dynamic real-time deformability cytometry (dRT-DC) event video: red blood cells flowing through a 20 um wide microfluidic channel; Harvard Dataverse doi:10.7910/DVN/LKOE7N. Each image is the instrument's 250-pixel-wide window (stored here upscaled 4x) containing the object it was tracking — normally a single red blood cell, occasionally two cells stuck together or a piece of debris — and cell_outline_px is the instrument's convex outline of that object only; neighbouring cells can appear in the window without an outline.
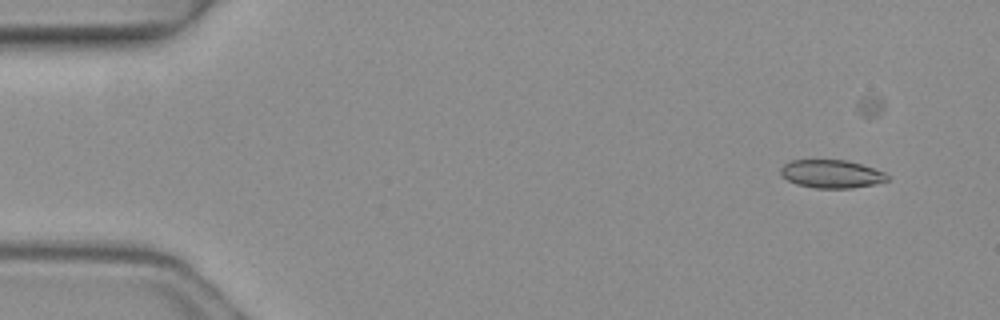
{"species": "common noctule bat (a hibernating species)", "species_latin": "Nyctalus noctula", "temperature_condition": "warm", "stored_images_in_passage": 6, "camera_frame_rate_fps": 3000, "um_per_image_px": 0.085, "animal": {"sex": "female", "body_mass_g": 19.3, "forearm_length_mm": 54.1}, "frame": {"image": 1, "passage_image": 2, "time_ms": 0.333, "image_size_px": [1000, 320], "cell_outline_px": [[888, 180], [872, 184], [852, 188], [816, 188], [796, 184], [780, 176], [780, 168], [784, 164], [792, 160], [848, 160], [884, 172], [888, 176]], "centroid_in_image_um": [70.62, 14.78], "position_along_channel_um": 14.4, "area_um2": 17.4}}
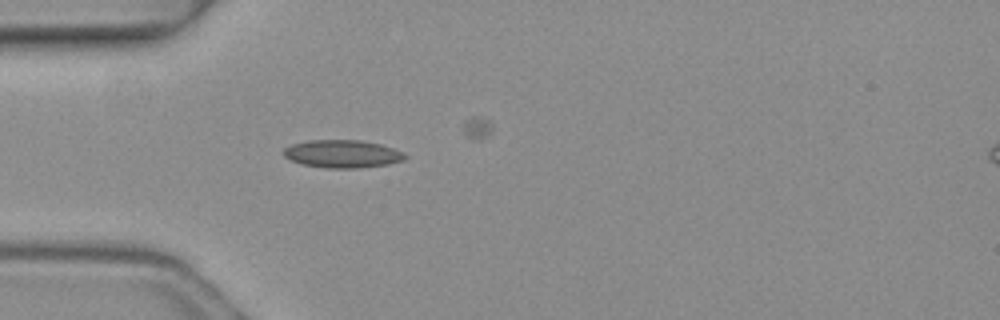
{"frame": {"image": 2, "passage_image": 5, "time_ms": 1.333, "image_size_px": [1000, 320], "cell_outline_px": [[408, 156], [404, 160], [388, 164], [360, 168], [324, 168], [300, 164], [284, 156], [284, 148], [292, 144], [308, 140], [360, 140], [380, 144], [404, 152]], "centroid_in_image_um": [29.11, 13.08], "position_along_channel_um": 55.9, "area_um2": 19.77}}